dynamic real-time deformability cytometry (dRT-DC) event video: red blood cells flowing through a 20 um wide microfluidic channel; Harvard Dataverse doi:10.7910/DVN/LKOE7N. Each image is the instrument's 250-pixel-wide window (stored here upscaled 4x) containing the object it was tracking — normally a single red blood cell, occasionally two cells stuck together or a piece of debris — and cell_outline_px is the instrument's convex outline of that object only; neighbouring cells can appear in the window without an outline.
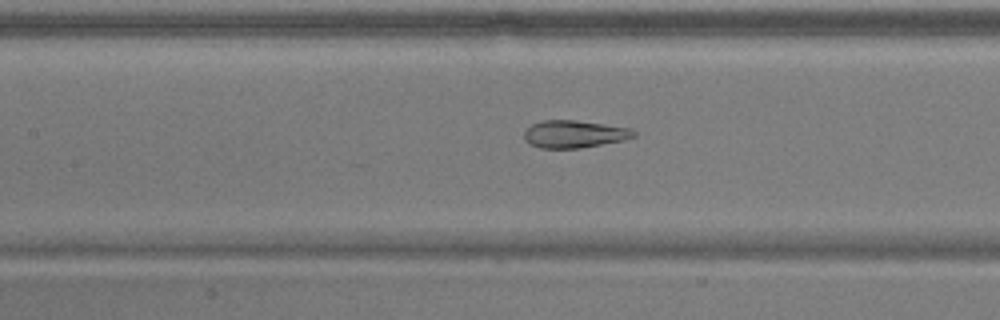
{"species": "common noctule bat (a hibernating species)", "species_latin": "Nyctalus noctula", "temperature_condition": "warm", "stored_images_in_passage": 39, "camera_frame_rate_fps": 3000, "um_per_image_px": 0.085, "animal": {"sex": "male", "body_mass_g": 17.9}, "frame": {"image": 1, "passage_image": 9, "time_ms": 2.667, "image_size_px": [1000, 320], "cell_outline_px": [[636, 136], [624, 140], [580, 148], [540, 148], [528, 144], [524, 140], [524, 132], [532, 124], [544, 120], [576, 120], [632, 128], [636, 132]], "centroid_in_image_um": [48.81, 11.4], "position_along_channel_um": 158.6, "area_um2": 17.63}}
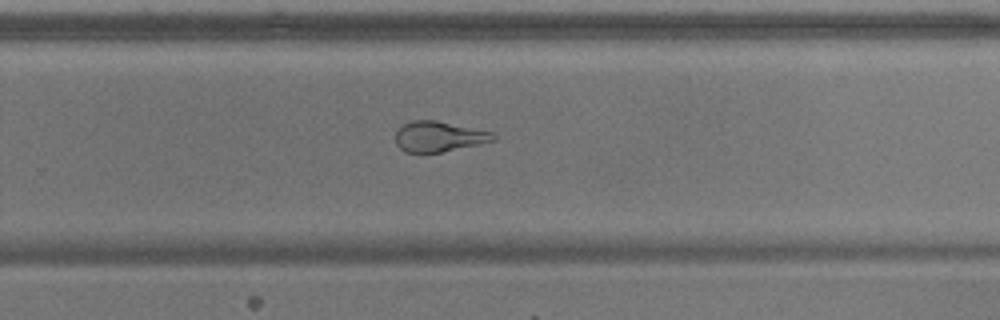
{"frame": {"image": 2, "passage_image": 20, "time_ms": 6.333, "image_size_px": [1000, 320], "cell_outline_px": [[496, 140], [480, 144], [440, 152], [404, 152], [396, 144], [396, 132], [404, 124], [412, 120], [436, 120], [492, 132], [496, 136]], "centroid_in_image_um": [37.31, 11.6], "position_along_channel_um": 292.5, "area_um2": 17.17}}
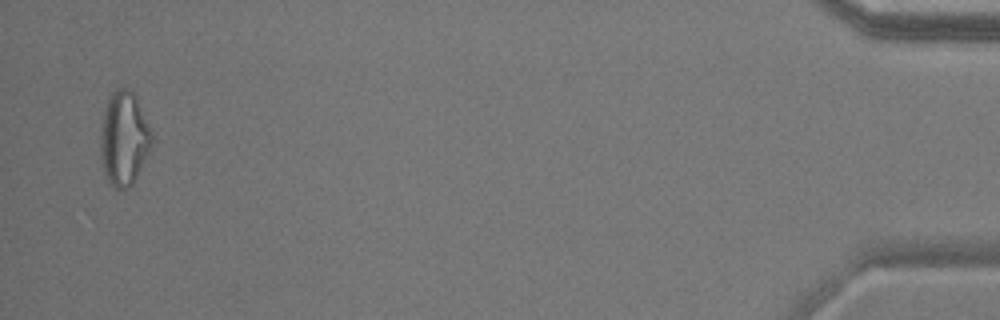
{"frame": {"image": 3, "passage_image": 38, "time_ms": 12.333, "image_size_px": [1000, 320], "cell_outline_px": [[152, 144], [132, 184], [128, 188], [116, 188], [108, 180], [104, 172], [100, 156], [100, 148], [104, 108], [112, 92], [120, 88], [132, 88], [136, 96], [152, 132]], "centroid_in_image_um": [10.54, 11.73], "position_along_channel_um": 424.7, "area_um2": 27.69}, "authors_computed_cell_mechanics": {"area_um2": 18.8428, "velocity_mm_per_s": 3.6629, "shape_relaxation_time_tau1_ms": 11.2421, "shape_relaxation_time_tau2_ms": 1.1173, "deformation_change_tau1": 0.2848, "deformation_change_tau2": 0.0779}}